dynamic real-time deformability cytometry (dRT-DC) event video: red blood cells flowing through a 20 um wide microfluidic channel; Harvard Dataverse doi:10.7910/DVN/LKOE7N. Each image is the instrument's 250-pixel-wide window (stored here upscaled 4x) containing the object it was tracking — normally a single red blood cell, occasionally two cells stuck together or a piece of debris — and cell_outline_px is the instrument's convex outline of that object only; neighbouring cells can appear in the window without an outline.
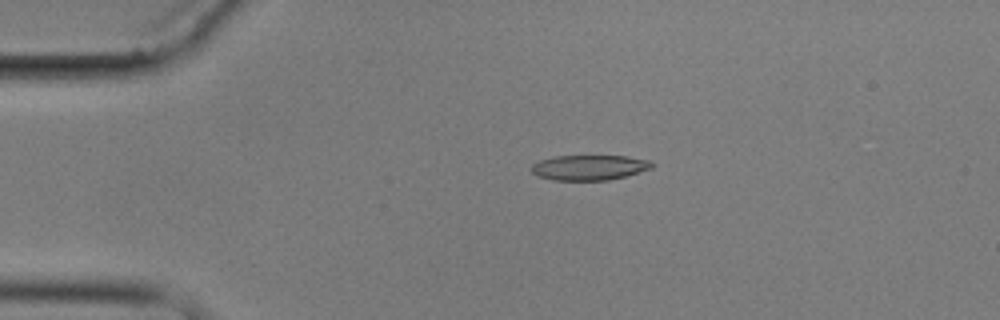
{"species": "common noctule bat (a hibernating species)", "species_latin": "Nyctalus noctula", "temperature_condition": "cold", "stored_images_in_passage": 4, "camera_frame_rate_fps": 3000, "um_per_image_px": 0.085, "animal": {"sex": "male", "body_mass_g": 17.9}, "frame": {"image": 1, "passage_image": 2, "time_ms": 1.333, "image_size_px": [1000, 320], "cell_outline_px": [[656, 164], [652, 168], [624, 176], [608, 180], [552, 180], [536, 176], [528, 168], [532, 164], [540, 160], [556, 156], [628, 156], [648, 160]], "centroid_in_image_um": [50.05, 14.24], "position_along_channel_um": 35.0, "area_um2": 17.74}}